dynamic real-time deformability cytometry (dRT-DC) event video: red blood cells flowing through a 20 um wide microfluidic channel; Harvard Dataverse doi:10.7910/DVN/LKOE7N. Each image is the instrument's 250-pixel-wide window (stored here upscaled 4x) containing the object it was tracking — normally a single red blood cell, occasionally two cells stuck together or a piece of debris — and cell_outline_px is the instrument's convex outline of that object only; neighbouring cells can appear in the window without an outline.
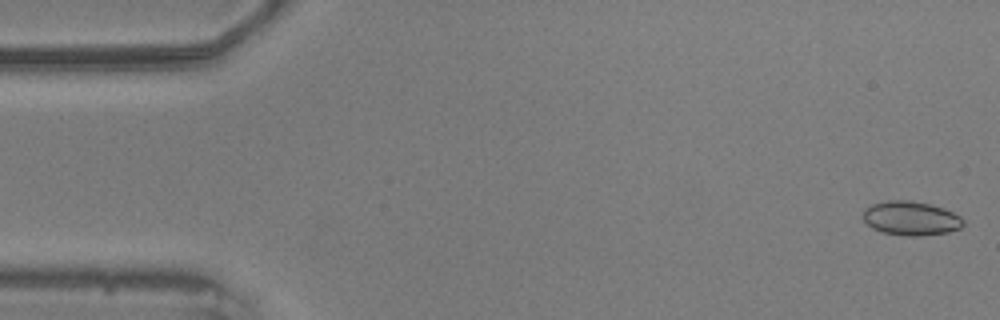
{"species": "common noctule bat (a hibernating species)", "species_latin": "Nyctalus noctula", "temperature_condition": "warm", "stored_images_in_passage": 56, "camera_frame_rate_fps": 3000, "um_per_image_px": 0.085, "animal": {"sex": "male", "body_mass_g": 20.5, "forearm_length_mm": 52.5}, "frame": {"image": 1, "passage_image": 1, "time_ms": 0.0, "image_size_px": [1000, 320], "cell_outline_px": [[964, 224], [960, 228], [948, 232], [920, 236], [904, 236], [880, 232], [872, 228], [864, 220], [864, 208], [872, 204], [888, 200], [908, 200], [928, 204], [944, 208], [960, 216], [964, 220]], "centroid_in_image_um": [77.42, 18.56], "position_along_channel_um": 7.6, "area_um2": 19.94}}
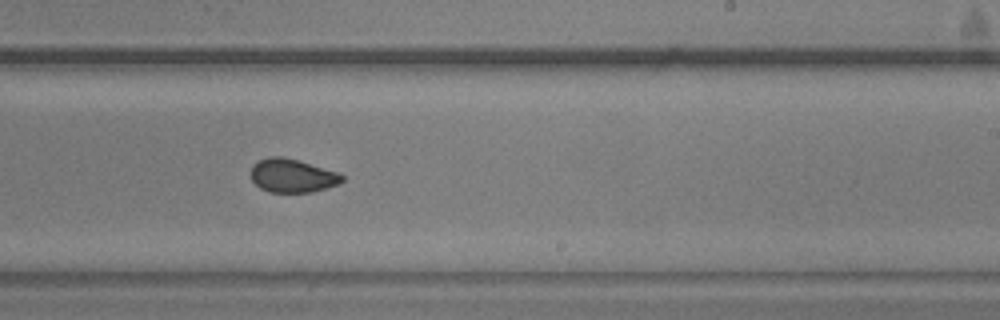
{"frame": {"image": 2, "passage_image": 33, "time_ms": 10.667, "image_size_px": [1000, 320], "cell_outline_px": [[344, 180], [340, 184], [312, 192], [268, 192], [260, 188], [252, 180], [252, 164], [268, 156], [284, 156], [340, 172], [344, 176]], "centroid_in_image_um": [24.88, 14.92], "position_along_channel_um": 264.1, "area_um2": 18.03}}
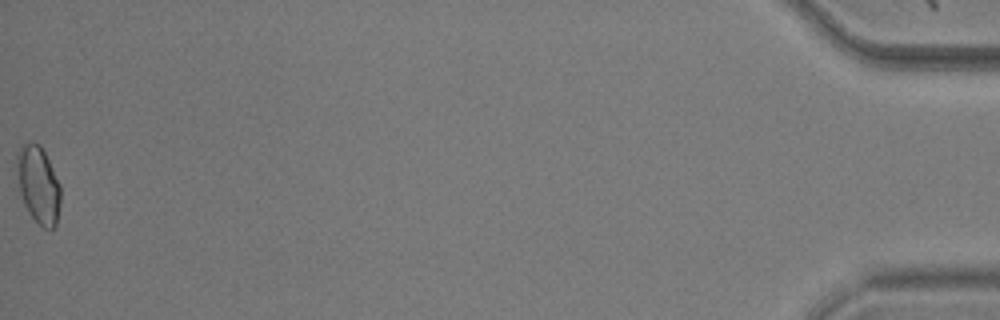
{"frame": {"image": 3, "passage_image": 56, "time_ms": 18.333, "image_size_px": [1000, 320], "cell_outline_px": [[60, 204], [56, 224], [52, 228], [44, 228], [32, 216], [24, 204], [20, 192], [16, 168], [16, 152], [20, 144], [32, 140], [40, 144], [60, 184]], "centroid_in_image_um": [3.23, 15.63], "position_along_channel_um": 432.0, "area_um2": 19.71}, "authors_computed_cell_mechanics": {"area_um2": 18.6983, "velocity_mm_per_s": 3.5804, "shape_relaxation_time_tau1_ms": null, "shape_relaxation_time_tau2_ms": 1.0004, "deformation_change_tau1": null, "deformation_change_tau2": 0.0365}}